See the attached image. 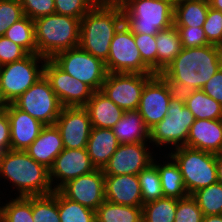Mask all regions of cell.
Here are the masks:
<instances>
[{
	"instance_id": "d6986e66",
	"label": "cell",
	"mask_w": 222,
	"mask_h": 222,
	"mask_svg": "<svg viewBox=\"0 0 222 222\" xmlns=\"http://www.w3.org/2000/svg\"><path fill=\"white\" fill-rule=\"evenodd\" d=\"M10 121V150L25 151L39 136L45 126L13 103L6 106Z\"/></svg>"
},
{
	"instance_id": "74e56055",
	"label": "cell",
	"mask_w": 222,
	"mask_h": 222,
	"mask_svg": "<svg viewBox=\"0 0 222 222\" xmlns=\"http://www.w3.org/2000/svg\"><path fill=\"white\" fill-rule=\"evenodd\" d=\"M135 44L140 51L143 63L157 74V48L155 35L134 34Z\"/></svg>"
},
{
	"instance_id": "7c38bea8",
	"label": "cell",
	"mask_w": 222,
	"mask_h": 222,
	"mask_svg": "<svg viewBox=\"0 0 222 222\" xmlns=\"http://www.w3.org/2000/svg\"><path fill=\"white\" fill-rule=\"evenodd\" d=\"M154 75L108 73L100 91L124 111L137 110L143 88Z\"/></svg>"
},
{
	"instance_id": "b9f144b4",
	"label": "cell",
	"mask_w": 222,
	"mask_h": 222,
	"mask_svg": "<svg viewBox=\"0 0 222 222\" xmlns=\"http://www.w3.org/2000/svg\"><path fill=\"white\" fill-rule=\"evenodd\" d=\"M202 217V210L198 207L197 201L191 195L177 199L174 222H201Z\"/></svg>"
},
{
	"instance_id": "7402d4cb",
	"label": "cell",
	"mask_w": 222,
	"mask_h": 222,
	"mask_svg": "<svg viewBox=\"0 0 222 222\" xmlns=\"http://www.w3.org/2000/svg\"><path fill=\"white\" fill-rule=\"evenodd\" d=\"M64 150L61 134L56 125H45L39 136L25 150L37 163L50 169L55 158Z\"/></svg>"
},
{
	"instance_id": "7dc6e473",
	"label": "cell",
	"mask_w": 222,
	"mask_h": 222,
	"mask_svg": "<svg viewBox=\"0 0 222 222\" xmlns=\"http://www.w3.org/2000/svg\"><path fill=\"white\" fill-rule=\"evenodd\" d=\"M10 121L5 112L0 117V153L10 150Z\"/></svg>"
},
{
	"instance_id": "ffe728a7",
	"label": "cell",
	"mask_w": 222,
	"mask_h": 222,
	"mask_svg": "<svg viewBox=\"0 0 222 222\" xmlns=\"http://www.w3.org/2000/svg\"><path fill=\"white\" fill-rule=\"evenodd\" d=\"M105 199L113 204L142 207L137 175L105 176Z\"/></svg>"
},
{
	"instance_id": "3957f363",
	"label": "cell",
	"mask_w": 222,
	"mask_h": 222,
	"mask_svg": "<svg viewBox=\"0 0 222 222\" xmlns=\"http://www.w3.org/2000/svg\"><path fill=\"white\" fill-rule=\"evenodd\" d=\"M123 24L121 8L95 5L81 19L79 47L106 62L113 36Z\"/></svg>"
},
{
	"instance_id": "6da1fadb",
	"label": "cell",
	"mask_w": 222,
	"mask_h": 222,
	"mask_svg": "<svg viewBox=\"0 0 222 222\" xmlns=\"http://www.w3.org/2000/svg\"><path fill=\"white\" fill-rule=\"evenodd\" d=\"M222 67V47L182 48L180 54L160 73L178 94L202 89Z\"/></svg>"
},
{
	"instance_id": "d590c367",
	"label": "cell",
	"mask_w": 222,
	"mask_h": 222,
	"mask_svg": "<svg viewBox=\"0 0 222 222\" xmlns=\"http://www.w3.org/2000/svg\"><path fill=\"white\" fill-rule=\"evenodd\" d=\"M60 222H96L95 211L66 198L58 190Z\"/></svg>"
},
{
	"instance_id": "484cf974",
	"label": "cell",
	"mask_w": 222,
	"mask_h": 222,
	"mask_svg": "<svg viewBox=\"0 0 222 222\" xmlns=\"http://www.w3.org/2000/svg\"><path fill=\"white\" fill-rule=\"evenodd\" d=\"M112 131L119 144L149 142L150 130L138 110L124 111Z\"/></svg>"
},
{
	"instance_id": "db71d44e",
	"label": "cell",
	"mask_w": 222,
	"mask_h": 222,
	"mask_svg": "<svg viewBox=\"0 0 222 222\" xmlns=\"http://www.w3.org/2000/svg\"><path fill=\"white\" fill-rule=\"evenodd\" d=\"M0 104H5L4 101H3V98H2L1 90H0Z\"/></svg>"
},
{
	"instance_id": "5b68a950",
	"label": "cell",
	"mask_w": 222,
	"mask_h": 222,
	"mask_svg": "<svg viewBox=\"0 0 222 222\" xmlns=\"http://www.w3.org/2000/svg\"><path fill=\"white\" fill-rule=\"evenodd\" d=\"M194 121L195 118L185 105L183 95L176 93L171 99L167 115L150 129L149 142L154 146L151 148L159 147L161 151L157 150L160 154V152L167 153L163 152L164 149L167 151V147L171 151L186 146L189 130Z\"/></svg>"
},
{
	"instance_id": "f35d334b",
	"label": "cell",
	"mask_w": 222,
	"mask_h": 222,
	"mask_svg": "<svg viewBox=\"0 0 222 222\" xmlns=\"http://www.w3.org/2000/svg\"><path fill=\"white\" fill-rule=\"evenodd\" d=\"M55 13L82 19L96 4L95 0H54Z\"/></svg>"
},
{
	"instance_id": "ee69618b",
	"label": "cell",
	"mask_w": 222,
	"mask_h": 222,
	"mask_svg": "<svg viewBox=\"0 0 222 222\" xmlns=\"http://www.w3.org/2000/svg\"><path fill=\"white\" fill-rule=\"evenodd\" d=\"M182 48L203 47L210 44L202 27L176 26Z\"/></svg>"
},
{
	"instance_id": "ba28073f",
	"label": "cell",
	"mask_w": 222,
	"mask_h": 222,
	"mask_svg": "<svg viewBox=\"0 0 222 222\" xmlns=\"http://www.w3.org/2000/svg\"><path fill=\"white\" fill-rule=\"evenodd\" d=\"M46 58L28 54L21 60L0 66V90L5 104L13 103L44 75Z\"/></svg>"
},
{
	"instance_id": "4fadbf2b",
	"label": "cell",
	"mask_w": 222,
	"mask_h": 222,
	"mask_svg": "<svg viewBox=\"0 0 222 222\" xmlns=\"http://www.w3.org/2000/svg\"><path fill=\"white\" fill-rule=\"evenodd\" d=\"M150 142L120 144L102 169L105 176L138 175L147 168L155 156L156 149L150 148Z\"/></svg>"
},
{
	"instance_id": "f1b7e54d",
	"label": "cell",
	"mask_w": 222,
	"mask_h": 222,
	"mask_svg": "<svg viewBox=\"0 0 222 222\" xmlns=\"http://www.w3.org/2000/svg\"><path fill=\"white\" fill-rule=\"evenodd\" d=\"M182 95L185 99V105L195 120L222 119V105L205 94L202 89L185 92Z\"/></svg>"
},
{
	"instance_id": "816d5d0a",
	"label": "cell",
	"mask_w": 222,
	"mask_h": 222,
	"mask_svg": "<svg viewBox=\"0 0 222 222\" xmlns=\"http://www.w3.org/2000/svg\"><path fill=\"white\" fill-rule=\"evenodd\" d=\"M209 6L222 12V0H208Z\"/></svg>"
},
{
	"instance_id": "2e32d148",
	"label": "cell",
	"mask_w": 222,
	"mask_h": 222,
	"mask_svg": "<svg viewBox=\"0 0 222 222\" xmlns=\"http://www.w3.org/2000/svg\"><path fill=\"white\" fill-rule=\"evenodd\" d=\"M66 149L87 147L92 124L84 106L63 107L56 122Z\"/></svg>"
},
{
	"instance_id": "277c9868",
	"label": "cell",
	"mask_w": 222,
	"mask_h": 222,
	"mask_svg": "<svg viewBox=\"0 0 222 222\" xmlns=\"http://www.w3.org/2000/svg\"><path fill=\"white\" fill-rule=\"evenodd\" d=\"M81 19L59 14L34 20L37 54L52 59L59 52L79 47Z\"/></svg>"
},
{
	"instance_id": "681fc988",
	"label": "cell",
	"mask_w": 222,
	"mask_h": 222,
	"mask_svg": "<svg viewBox=\"0 0 222 222\" xmlns=\"http://www.w3.org/2000/svg\"><path fill=\"white\" fill-rule=\"evenodd\" d=\"M218 182L222 183V151L215 154Z\"/></svg>"
},
{
	"instance_id": "7bdbcfd3",
	"label": "cell",
	"mask_w": 222,
	"mask_h": 222,
	"mask_svg": "<svg viewBox=\"0 0 222 222\" xmlns=\"http://www.w3.org/2000/svg\"><path fill=\"white\" fill-rule=\"evenodd\" d=\"M23 14L35 20L42 16L55 14L54 0H20Z\"/></svg>"
},
{
	"instance_id": "7a4b0ae2",
	"label": "cell",
	"mask_w": 222,
	"mask_h": 222,
	"mask_svg": "<svg viewBox=\"0 0 222 222\" xmlns=\"http://www.w3.org/2000/svg\"><path fill=\"white\" fill-rule=\"evenodd\" d=\"M3 179V184L6 187L11 185L10 193L15 191L17 197L44 196L54 192L49 169L37 163L25 151L7 150L0 153V181Z\"/></svg>"
},
{
	"instance_id": "30bf717a",
	"label": "cell",
	"mask_w": 222,
	"mask_h": 222,
	"mask_svg": "<svg viewBox=\"0 0 222 222\" xmlns=\"http://www.w3.org/2000/svg\"><path fill=\"white\" fill-rule=\"evenodd\" d=\"M13 104L43 125H55L63 108L45 75L19 96Z\"/></svg>"
},
{
	"instance_id": "d6a6232c",
	"label": "cell",
	"mask_w": 222,
	"mask_h": 222,
	"mask_svg": "<svg viewBox=\"0 0 222 222\" xmlns=\"http://www.w3.org/2000/svg\"><path fill=\"white\" fill-rule=\"evenodd\" d=\"M177 199L162 197L142 206L143 222H174Z\"/></svg>"
},
{
	"instance_id": "44dd1931",
	"label": "cell",
	"mask_w": 222,
	"mask_h": 222,
	"mask_svg": "<svg viewBox=\"0 0 222 222\" xmlns=\"http://www.w3.org/2000/svg\"><path fill=\"white\" fill-rule=\"evenodd\" d=\"M186 147L210 153L222 151V119H196L189 130Z\"/></svg>"
},
{
	"instance_id": "bcb514c9",
	"label": "cell",
	"mask_w": 222,
	"mask_h": 222,
	"mask_svg": "<svg viewBox=\"0 0 222 222\" xmlns=\"http://www.w3.org/2000/svg\"><path fill=\"white\" fill-rule=\"evenodd\" d=\"M202 91L222 105V67L204 84Z\"/></svg>"
},
{
	"instance_id": "f5cc1de1",
	"label": "cell",
	"mask_w": 222,
	"mask_h": 222,
	"mask_svg": "<svg viewBox=\"0 0 222 222\" xmlns=\"http://www.w3.org/2000/svg\"><path fill=\"white\" fill-rule=\"evenodd\" d=\"M7 104H0V117L6 112Z\"/></svg>"
},
{
	"instance_id": "52a82bcc",
	"label": "cell",
	"mask_w": 222,
	"mask_h": 222,
	"mask_svg": "<svg viewBox=\"0 0 222 222\" xmlns=\"http://www.w3.org/2000/svg\"><path fill=\"white\" fill-rule=\"evenodd\" d=\"M168 154L180 168L188 195L218 182L214 153L181 146Z\"/></svg>"
},
{
	"instance_id": "ac0fdd59",
	"label": "cell",
	"mask_w": 222,
	"mask_h": 222,
	"mask_svg": "<svg viewBox=\"0 0 222 222\" xmlns=\"http://www.w3.org/2000/svg\"><path fill=\"white\" fill-rule=\"evenodd\" d=\"M96 170L86 148L66 149L55 158L49 169V178L54 191L59 190L68 181Z\"/></svg>"
},
{
	"instance_id": "ab89813d",
	"label": "cell",
	"mask_w": 222,
	"mask_h": 222,
	"mask_svg": "<svg viewBox=\"0 0 222 222\" xmlns=\"http://www.w3.org/2000/svg\"><path fill=\"white\" fill-rule=\"evenodd\" d=\"M23 16L20 0H0V36Z\"/></svg>"
},
{
	"instance_id": "4dcf8cb0",
	"label": "cell",
	"mask_w": 222,
	"mask_h": 222,
	"mask_svg": "<svg viewBox=\"0 0 222 222\" xmlns=\"http://www.w3.org/2000/svg\"><path fill=\"white\" fill-rule=\"evenodd\" d=\"M0 202V222H34L32 217V196L11 197ZM11 199V200H10Z\"/></svg>"
},
{
	"instance_id": "8fae6325",
	"label": "cell",
	"mask_w": 222,
	"mask_h": 222,
	"mask_svg": "<svg viewBox=\"0 0 222 222\" xmlns=\"http://www.w3.org/2000/svg\"><path fill=\"white\" fill-rule=\"evenodd\" d=\"M105 65L108 73L154 74L143 63L134 34L125 24L113 36Z\"/></svg>"
},
{
	"instance_id": "4316f807",
	"label": "cell",
	"mask_w": 222,
	"mask_h": 222,
	"mask_svg": "<svg viewBox=\"0 0 222 222\" xmlns=\"http://www.w3.org/2000/svg\"><path fill=\"white\" fill-rule=\"evenodd\" d=\"M208 9V0H178L174 2L173 25L203 27Z\"/></svg>"
},
{
	"instance_id": "9a60e30c",
	"label": "cell",
	"mask_w": 222,
	"mask_h": 222,
	"mask_svg": "<svg viewBox=\"0 0 222 222\" xmlns=\"http://www.w3.org/2000/svg\"><path fill=\"white\" fill-rule=\"evenodd\" d=\"M44 75L63 107L85 106L94 92L88 85L63 71L52 59L46 60Z\"/></svg>"
},
{
	"instance_id": "1f68e13d",
	"label": "cell",
	"mask_w": 222,
	"mask_h": 222,
	"mask_svg": "<svg viewBox=\"0 0 222 222\" xmlns=\"http://www.w3.org/2000/svg\"><path fill=\"white\" fill-rule=\"evenodd\" d=\"M4 36L23 47L29 54H37L34 20L26 15L13 23Z\"/></svg>"
},
{
	"instance_id": "d4e9b609",
	"label": "cell",
	"mask_w": 222,
	"mask_h": 222,
	"mask_svg": "<svg viewBox=\"0 0 222 222\" xmlns=\"http://www.w3.org/2000/svg\"><path fill=\"white\" fill-rule=\"evenodd\" d=\"M159 155H163V157L159 156L161 160L159 159V161H157L158 159L155 156L153 163L157 166L160 175L161 187L164 197H171L176 199L187 197L188 193L186 191L178 164L167 153H165V155L164 153H160Z\"/></svg>"
},
{
	"instance_id": "9c48e42d",
	"label": "cell",
	"mask_w": 222,
	"mask_h": 222,
	"mask_svg": "<svg viewBox=\"0 0 222 222\" xmlns=\"http://www.w3.org/2000/svg\"><path fill=\"white\" fill-rule=\"evenodd\" d=\"M52 60L63 71L88 85L94 92L101 90L108 74L104 61L80 47L59 52Z\"/></svg>"
},
{
	"instance_id": "e575fe53",
	"label": "cell",
	"mask_w": 222,
	"mask_h": 222,
	"mask_svg": "<svg viewBox=\"0 0 222 222\" xmlns=\"http://www.w3.org/2000/svg\"><path fill=\"white\" fill-rule=\"evenodd\" d=\"M34 222H60L58 212V190L44 196H32Z\"/></svg>"
},
{
	"instance_id": "603a6c76",
	"label": "cell",
	"mask_w": 222,
	"mask_h": 222,
	"mask_svg": "<svg viewBox=\"0 0 222 222\" xmlns=\"http://www.w3.org/2000/svg\"><path fill=\"white\" fill-rule=\"evenodd\" d=\"M90 117L92 127L112 129L121 119L124 110L118 107L102 91H95L84 106Z\"/></svg>"
},
{
	"instance_id": "c3c4849f",
	"label": "cell",
	"mask_w": 222,
	"mask_h": 222,
	"mask_svg": "<svg viewBox=\"0 0 222 222\" xmlns=\"http://www.w3.org/2000/svg\"><path fill=\"white\" fill-rule=\"evenodd\" d=\"M131 0H95V4L103 7L124 8Z\"/></svg>"
},
{
	"instance_id": "cb8c5ba5",
	"label": "cell",
	"mask_w": 222,
	"mask_h": 222,
	"mask_svg": "<svg viewBox=\"0 0 222 222\" xmlns=\"http://www.w3.org/2000/svg\"><path fill=\"white\" fill-rule=\"evenodd\" d=\"M119 145L112 129L92 127L86 149L96 169H103Z\"/></svg>"
},
{
	"instance_id": "836d02e7",
	"label": "cell",
	"mask_w": 222,
	"mask_h": 222,
	"mask_svg": "<svg viewBox=\"0 0 222 222\" xmlns=\"http://www.w3.org/2000/svg\"><path fill=\"white\" fill-rule=\"evenodd\" d=\"M191 196L197 201L203 215H219L222 213V183L216 182L201 188Z\"/></svg>"
},
{
	"instance_id": "83f0119b",
	"label": "cell",
	"mask_w": 222,
	"mask_h": 222,
	"mask_svg": "<svg viewBox=\"0 0 222 222\" xmlns=\"http://www.w3.org/2000/svg\"><path fill=\"white\" fill-rule=\"evenodd\" d=\"M157 74H160L181 52L182 44L176 26L159 31L156 35Z\"/></svg>"
},
{
	"instance_id": "60d3db41",
	"label": "cell",
	"mask_w": 222,
	"mask_h": 222,
	"mask_svg": "<svg viewBox=\"0 0 222 222\" xmlns=\"http://www.w3.org/2000/svg\"><path fill=\"white\" fill-rule=\"evenodd\" d=\"M203 30L207 41L222 47V12L209 6Z\"/></svg>"
},
{
	"instance_id": "e0dca14e",
	"label": "cell",
	"mask_w": 222,
	"mask_h": 222,
	"mask_svg": "<svg viewBox=\"0 0 222 222\" xmlns=\"http://www.w3.org/2000/svg\"><path fill=\"white\" fill-rule=\"evenodd\" d=\"M59 191L68 199L75 201L93 211L105 199V175L102 169L79 176L64 184Z\"/></svg>"
},
{
	"instance_id": "f6af8a7d",
	"label": "cell",
	"mask_w": 222,
	"mask_h": 222,
	"mask_svg": "<svg viewBox=\"0 0 222 222\" xmlns=\"http://www.w3.org/2000/svg\"><path fill=\"white\" fill-rule=\"evenodd\" d=\"M29 53L5 36H0V66L18 61Z\"/></svg>"
},
{
	"instance_id": "f907efd6",
	"label": "cell",
	"mask_w": 222,
	"mask_h": 222,
	"mask_svg": "<svg viewBox=\"0 0 222 222\" xmlns=\"http://www.w3.org/2000/svg\"><path fill=\"white\" fill-rule=\"evenodd\" d=\"M201 222H222V215H203Z\"/></svg>"
},
{
	"instance_id": "f546056e",
	"label": "cell",
	"mask_w": 222,
	"mask_h": 222,
	"mask_svg": "<svg viewBox=\"0 0 222 222\" xmlns=\"http://www.w3.org/2000/svg\"><path fill=\"white\" fill-rule=\"evenodd\" d=\"M96 222H142V207L104 201L95 211Z\"/></svg>"
},
{
	"instance_id": "5bb4252c",
	"label": "cell",
	"mask_w": 222,
	"mask_h": 222,
	"mask_svg": "<svg viewBox=\"0 0 222 222\" xmlns=\"http://www.w3.org/2000/svg\"><path fill=\"white\" fill-rule=\"evenodd\" d=\"M176 91L160 75L155 74L144 86L138 107L148 129H152L166 115Z\"/></svg>"
},
{
	"instance_id": "8d00e7d4",
	"label": "cell",
	"mask_w": 222,
	"mask_h": 222,
	"mask_svg": "<svg viewBox=\"0 0 222 222\" xmlns=\"http://www.w3.org/2000/svg\"><path fill=\"white\" fill-rule=\"evenodd\" d=\"M137 177L140 183L143 205L164 197L160 175L154 163L143 169Z\"/></svg>"
},
{
	"instance_id": "8992f818",
	"label": "cell",
	"mask_w": 222,
	"mask_h": 222,
	"mask_svg": "<svg viewBox=\"0 0 222 222\" xmlns=\"http://www.w3.org/2000/svg\"><path fill=\"white\" fill-rule=\"evenodd\" d=\"M124 24L133 34L156 35L173 26L172 0H131L122 8Z\"/></svg>"
}]
</instances>
